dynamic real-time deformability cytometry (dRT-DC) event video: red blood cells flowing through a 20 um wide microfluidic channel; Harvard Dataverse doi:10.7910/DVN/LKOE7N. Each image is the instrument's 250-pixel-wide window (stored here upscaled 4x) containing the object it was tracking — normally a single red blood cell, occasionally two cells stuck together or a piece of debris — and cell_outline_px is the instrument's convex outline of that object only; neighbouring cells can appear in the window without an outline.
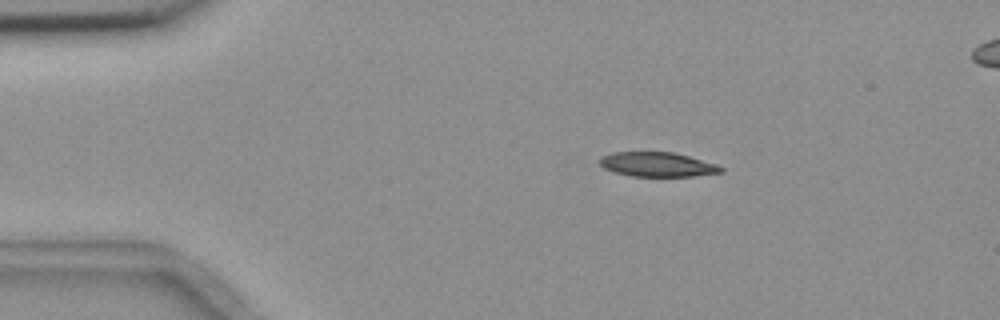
{"species": "common noctule bat (a hibernating species)", "species_latin": "Nyctalus noctula", "temperature_condition": "room temperature", "stored_images_in_passage": 6, "camera_frame_rate_fps": 3000, "um_per_image_px": 0.085, "animal": {"sex": "female", "body_mass_g": 18.4}, "frame": {"image": 1, "passage_image": 2, "time_ms": 1.0, "image_size_px": [1000, 320], "cell_outline_px": [[724, 172], [692, 176], [632, 176], [616, 172], [604, 168], [600, 164], [600, 156], [612, 152], [676, 152], [716, 164], [724, 168]], "centroid_in_image_um": [55.89, 13.97], "position_along_channel_um": 29.1, "area_um2": 17.28}}
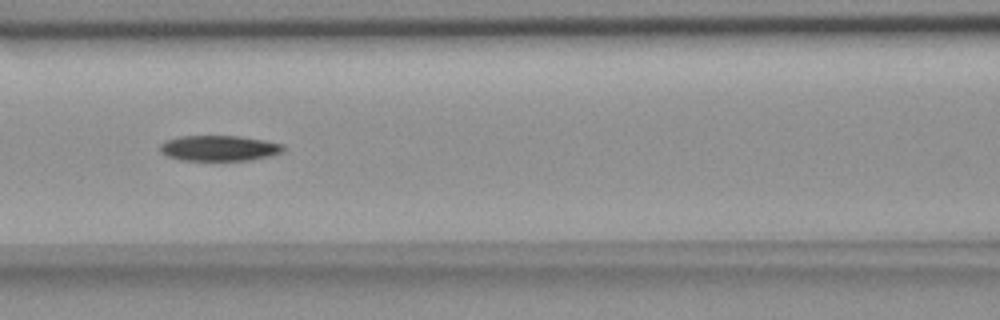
{"frame": {"image": 2, "passage_image": 6, "time_ms": 5.667, "image_size_px": [1000, 320], "cell_outline_px": [[284, 152], [272, 156], [252, 160], [180, 160], [168, 156], [160, 152], [160, 144], [168, 140], [180, 136], [240, 136], [264, 140], [284, 144]], "centroid_in_image_um": [18.68, 12.6], "position_along_channel_um": 147.9, "area_um2": 18.44}}